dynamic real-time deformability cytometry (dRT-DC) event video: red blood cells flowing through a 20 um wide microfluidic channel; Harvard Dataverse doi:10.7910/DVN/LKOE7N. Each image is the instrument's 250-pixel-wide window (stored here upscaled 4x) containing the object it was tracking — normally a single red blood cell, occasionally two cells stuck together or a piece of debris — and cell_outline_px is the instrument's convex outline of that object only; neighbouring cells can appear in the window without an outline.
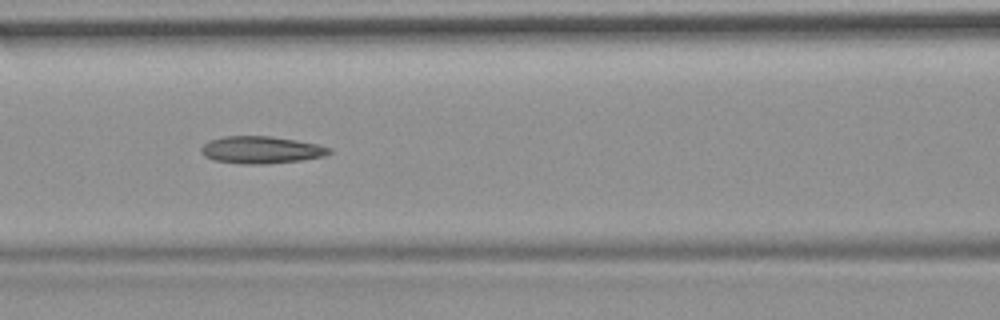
{"species": "common noctule bat (a hibernating species)", "species_latin": "Nyctalus noctula", "temperature_condition": "room temperature", "stored_images_in_passage": 11, "camera_frame_rate_fps": 3000, "um_per_image_px": 0.085, "animal": {"sex": "female", "body_mass_g": 19.9}, "frame": {"image": 1, "passage_image": 7, "time_ms": 7.667, "image_size_px": [1000, 320], "cell_outline_px": [[332, 152], [324, 156], [300, 160], [264, 164], [240, 164], [212, 160], [204, 156], [200, 152], [200, 148], [208, 140], [224, 136], [272, 136], [296, 140], [316, 144], [332, 148]], "centroid_in_image_um": [22.15, 12.74], "position_along_channel_um": 144.4, "area_um2": 20.46}}
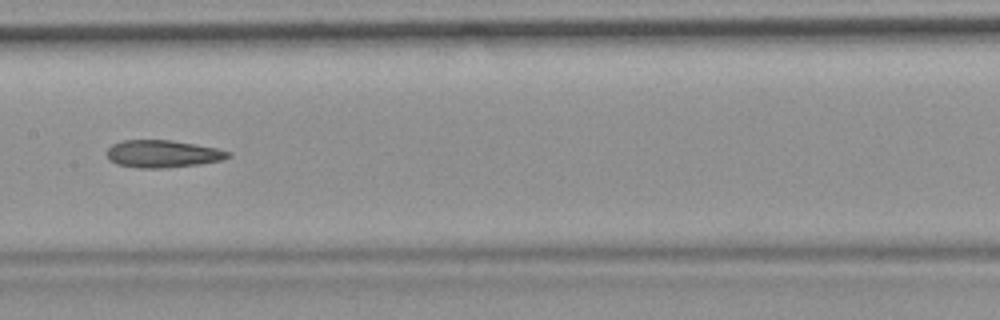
{"frame": {"image": 2, "passage_image": 8, "time_ms": 9.0, "image_size_px": [1000, 320], "cell_outline_px": [[232, 156], [224, 160], [200, 164], [168, 168], [136, 168], [116, 164], [108, 160], [108, 148], [112, 144], [124, 140], [168, 140], [216, 148], [232, 152]], "centroid_in_image_um": [13.85, 13.09], "position_along_channel_um": 193.6, "area_um2": 19.48}}